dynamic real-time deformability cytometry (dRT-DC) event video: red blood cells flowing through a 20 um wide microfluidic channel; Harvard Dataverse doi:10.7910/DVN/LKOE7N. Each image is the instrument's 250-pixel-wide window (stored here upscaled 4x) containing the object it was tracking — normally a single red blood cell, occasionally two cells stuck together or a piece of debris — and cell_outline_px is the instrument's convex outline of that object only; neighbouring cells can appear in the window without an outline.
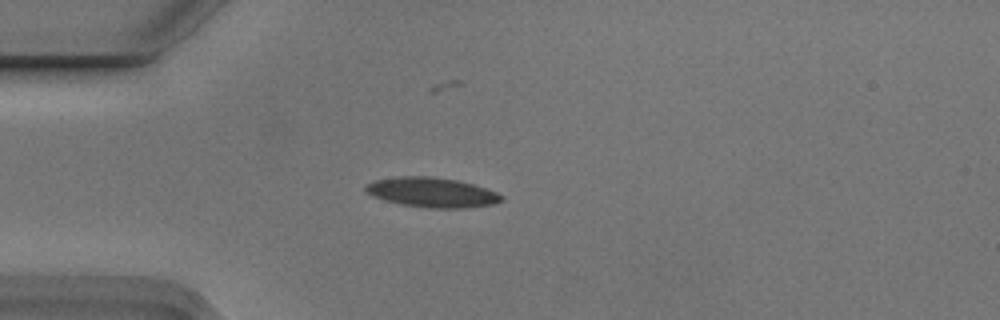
{"species": "Egyptian fruit bat (a non-hibernating species)", "species_latin": "Rousettus aegyptiacus", "temperature_condition": "cold", "stored_images_in_passage": 6, "camera_frame_rate_fps": 3000, "um_per_image_px": 0.085, "animal": {"sex": "male"}, "frame": {"image": 1, "passage_image": 5, "time_ms": 1.333, "image_size_px": [1000, 320], "cell_outline_px": [[504, 200], [492, 204], [468, 208], [428, 208], [400, 204], [384, 200], [372, 196], [364, 192], [364, 184], [376, 180], [400, 176], [432, 176], [456, 180], [472, 184], [496, 192], [504, 196]], "centroid_in_image_um": [36.68, 16.36], "position_along_channel_um": 48.3, "area_um2": 23.7}}